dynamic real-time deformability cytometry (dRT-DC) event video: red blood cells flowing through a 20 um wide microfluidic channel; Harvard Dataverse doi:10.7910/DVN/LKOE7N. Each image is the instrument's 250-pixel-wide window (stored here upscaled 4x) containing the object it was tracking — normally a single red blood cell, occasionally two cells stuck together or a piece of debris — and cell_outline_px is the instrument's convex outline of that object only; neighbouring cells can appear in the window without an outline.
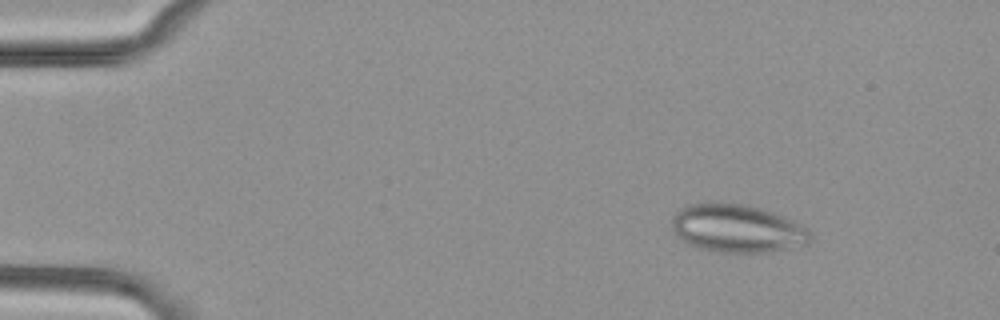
{"species": "common noctule bat (a hibernating species)", "species_latin": "Nyctalus noctula", "temperature_condition": "cold", "stored_images_in_passage": 5, "camera_frame_rate_fps": 3000, "um_per_image_px": 0.085, "animal": {"sex": "female", "body_mass_g": 29.2, "forearm_length_mm": 56.3}, "frame": {"image": 1, "passage_image": 2, "time_ms": 0.333, "image_size_px": [1000, 320], "cell_outline_px": [[812, 236], [808, 244], [772, 252], [716, 252], [700, 248], [688, 244], [676, 236], [672, 228], [672, 216], [680, 208], [688, 204], [748, 204], [772, 212], [792, 220], [808, 228]], "centroid_in_image_um": [62.67, 19.44], "position_along_channel_um": 22.3, "area_um2": 38.67}}